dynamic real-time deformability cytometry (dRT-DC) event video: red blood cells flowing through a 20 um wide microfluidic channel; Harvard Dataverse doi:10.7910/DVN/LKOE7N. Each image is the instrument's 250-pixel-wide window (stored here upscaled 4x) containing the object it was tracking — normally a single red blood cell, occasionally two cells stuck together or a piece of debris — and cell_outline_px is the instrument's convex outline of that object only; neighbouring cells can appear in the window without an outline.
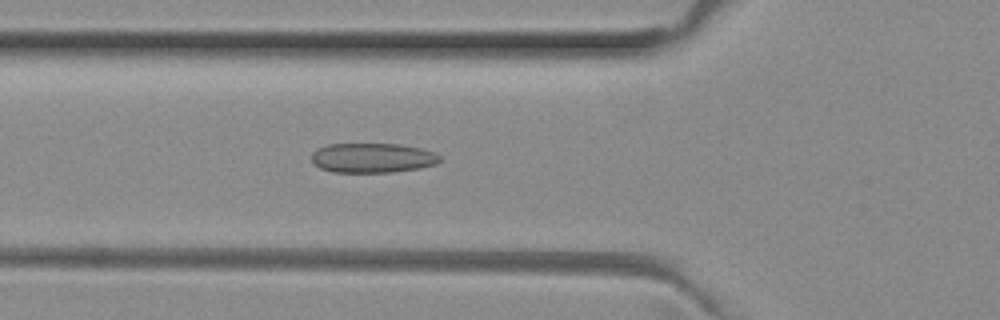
{"species": "common noctule bat (a hibernating species)", "species_latin": "Nyctalus noctula", "temperature_condition": "room temperature", "stored_images_in_passage": 42, "camera_frame_rate_fps": 3000, "um_per_image_px": 0.085, "animal": {"sex": "female", "body_mass_g": 29.2, "forearm_length_mm": 56.3}, "frame": {"image": 1, "passage_image": 9, "time_ms": 2.667, "image_size_px": [1000, 320], "cell_outline_px": [[440, 160], [436, 164], [420, 168], [392, 172], [332, 172], [320, 168], [312, 164], [312, 152], [316, 148], [328, 144], [400, 144], [420, 148], [436, 152], [440, 156]], "centroid_in_image_um": [31.64, 13.42], "position_along_channel_um": 94.2, "area_um2": 22.37}}
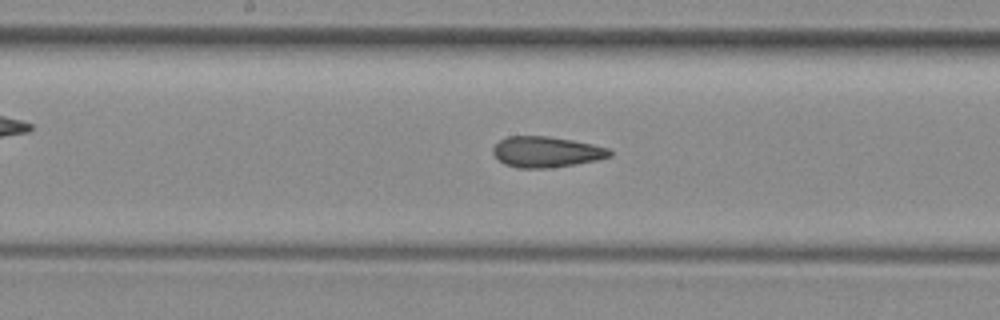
{"frame": {"image": 2, "passage_image": 17, "time_ms": 5.333, "image_size_px": [1000, 320], "cell_outline_px": [[612, 156], [596, 160], [576, 164], [552, 168], [516, 168], [504, 164], [492, 152], [492, 148], [500, 140], [508, 136], [548, 136], [572, 140], [592, 144], [608, 148], [612, 152]], "centroid_in_image_um": [46.43, 12.92], "position_along_channel_um": 201.8, "area_um2": 20.98}}
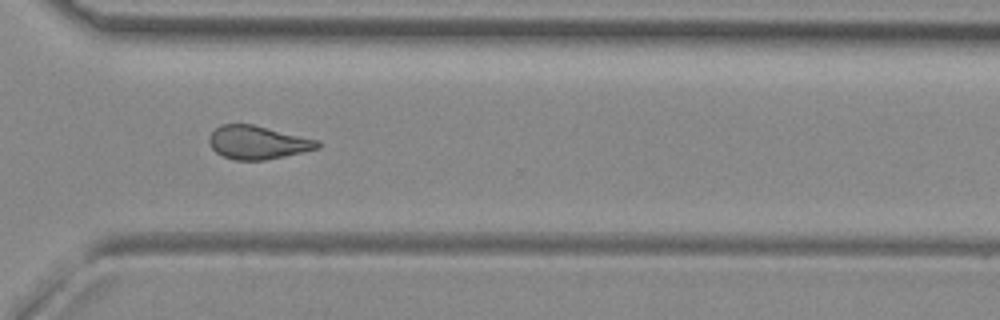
{"frame": {"image": 3, "passage_image": 28, "time_ms": 9.0, "image_size_px": [1000, 320], "cell_outline_px": [[320, 148], [284, 156], [264, 160], [236, 160], [224, 156], [216, 152], [212, 148], [208, 140], [208, 136], [220, 124], [252, 124], [320, 140]], "centroid_in_image_um": [21.91, 12.1], "position_along_channel_um": 348.7, "area_um2": 21.04}, "authors_computed_cell_mechanics": {"area_um2": 21.0392, "velocity_mm_per_s": 4.0163, "shape_relaxation_time_tau1_ms": null, "shape_relaxation_time_tau2_ms": 2.2117, "deformation_change_tau1": null, "deformation_change_tau2": 0.0856}}